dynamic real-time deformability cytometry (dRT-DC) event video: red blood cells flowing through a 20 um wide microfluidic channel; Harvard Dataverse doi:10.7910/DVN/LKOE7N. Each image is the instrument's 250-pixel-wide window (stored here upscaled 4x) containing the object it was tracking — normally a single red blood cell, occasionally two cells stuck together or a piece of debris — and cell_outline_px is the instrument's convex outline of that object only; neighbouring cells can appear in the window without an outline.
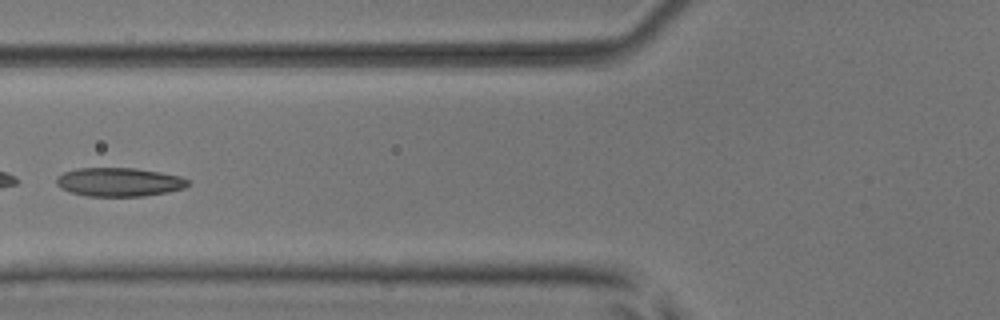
{"species": "common noctule bat (a hibernating species)", "species_latin": "Nyctalus noctula", "temperature_condition": "room temperature", "stored_images_in_passage": 6, "camera_frame_rate_fps": 3000, "um_per_image_px": 0.085, "animal": {"sex": "male", "body_mass_g": 17.9, "forearm_length_mm": 54.2}, "frame": {"image": 1, "passage_image": 5, "time_ms": 5.333, "image_size_px": [1000, 320], "cell_outline_px": [[192, 184], [184, 188], [168, 192], [144, 196], [88, 196], [72, 192], [60, 188], [56, 184], [56, 176], [64, 172], [76, 168], [136, 168], [160, 172], [180, 176], [188, 180]], "centroid_in_image_um": [10.13, 15.47], "position_along_channel_um": 115.7, "area_um2": 22.14}}
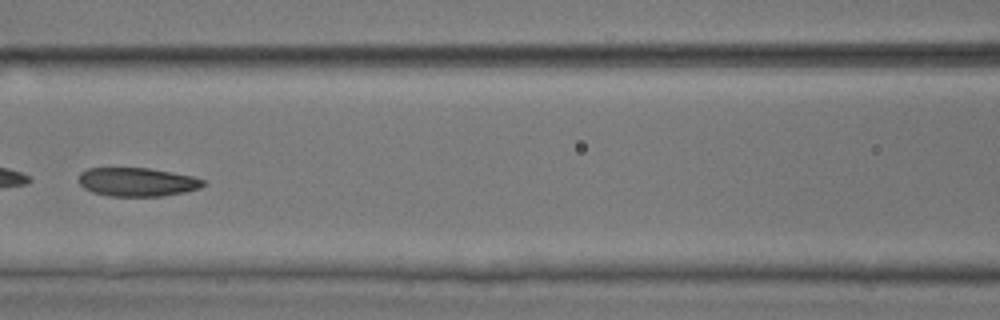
{"frame": {"image": 2, "passage_image": 6, "time_ms": 6.333, "image_size_px": [1000, 320], "cell_outline_px": [[204, 184], [200, 188], [184, 192], [164, 196], [108, 196], [92, 192], [84, 188], [80, 184], [80, 172], [88, 168], [148, 168], [172, 172], [192, 176], [204, 180]], "centroid_in_image_um": [11.65, 15.47], "position_along_channel_um": 154.9, "area_um2": 20.75}}